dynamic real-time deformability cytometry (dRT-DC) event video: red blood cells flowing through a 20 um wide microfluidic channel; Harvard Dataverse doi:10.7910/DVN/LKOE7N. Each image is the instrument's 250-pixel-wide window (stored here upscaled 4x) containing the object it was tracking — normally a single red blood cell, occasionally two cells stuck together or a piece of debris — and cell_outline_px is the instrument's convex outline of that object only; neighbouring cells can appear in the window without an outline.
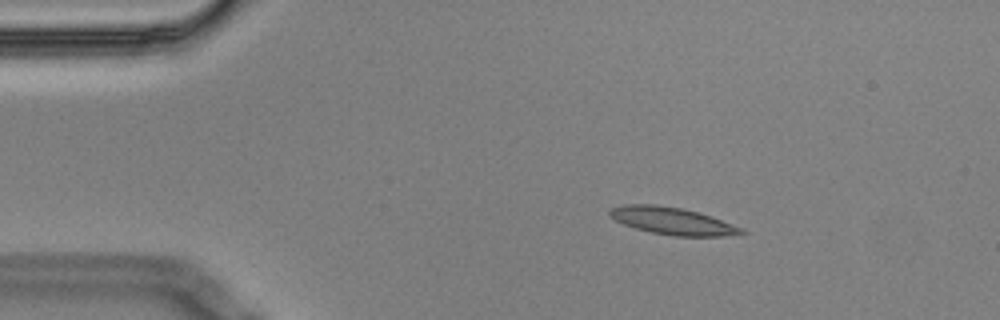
{"species": "Egyptian fruit bat (a non-hibernating species)", "species_latin": "Rousettus aegyptiacus", "temperature_condition": "cold", "stored_images_in_passage": 4, "camera_frame_rate_fps": 3000, "um_per_image_px": 0.085, "animal": {"sex": "male"}, "frame": {"image": 1, "passage_image": 2, "time_ms": 0.333, "image_size_px": [1000, 320], "cell_outline_px": [[748, 232], [724, 236], [676, 236], [652, 232], [636, 228], [624, 224], [616, 220], [608, 212], [612, 208], [624, 204], [656, 204], [680, 208], [696, 212], [744, 228]], "centroid_in_image_um": [57.15, 18.78], "position_along_channel_um": 27.8, "area_um2": 20.46}}